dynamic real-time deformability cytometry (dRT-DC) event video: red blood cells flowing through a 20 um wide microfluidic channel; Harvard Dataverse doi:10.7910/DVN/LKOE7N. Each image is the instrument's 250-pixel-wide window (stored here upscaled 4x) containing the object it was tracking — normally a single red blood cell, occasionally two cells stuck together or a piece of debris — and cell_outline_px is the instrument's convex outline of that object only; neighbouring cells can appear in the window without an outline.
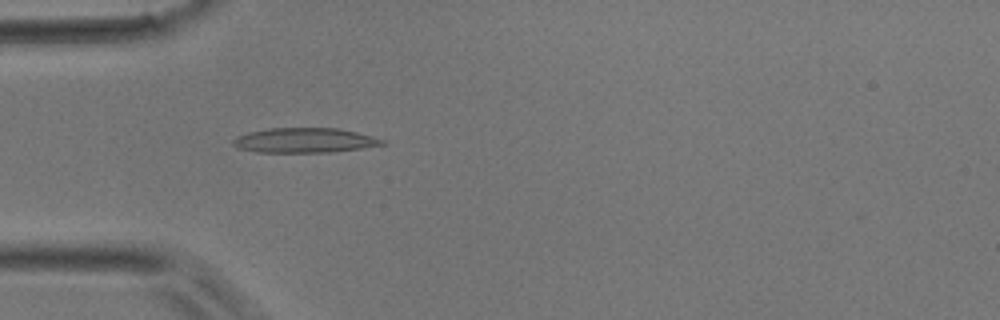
{"species": "common noctule bat (a hibernating species)", "species_latin": "Nyctalus noctula", "temperature_condition": "room temperature", "stored_images_in_passage": 38, "camera_frame_rate_fps": 3000, "um_per_image_px": 0.085, "animal": {"sex": "male", "body_mass_g": 17.9}, "frame": {"image": 1, "passage_image": 7, "time_ms": 2.0, "image_size_px": [1000, 320], "cell_outline_px": [[388, 144], [364, 148], [332, 152], [256, 152], [236, 148], [232, 144], [232, 140], [236, 136], [248, 132], [268, 128], [340, 128], [388, 140]], "centroid_in_image_um": [25.91, 11.93], "position_along_channel_um": 59.1, "area_um2": 21.91}}
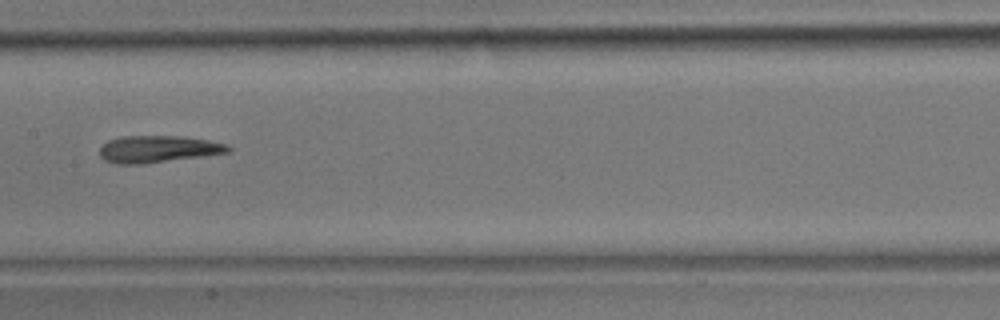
{"frame": {"image": 2, "passage_image": 16, "time_ms": 5.0, "image_size_px": [1000, 320], "cell_outline_px": [[232, 148], [228, 152], [144, 164], [116, 164], [104, 160], [100, 156], [100, 148], [108, 140], [124, 136], [176, 136], [208, 140], [228, 144]], "centroid_in_image_um": [13.4, 12.67], "position_along_channel_um": 194.0, "area_um2": 20.0}}
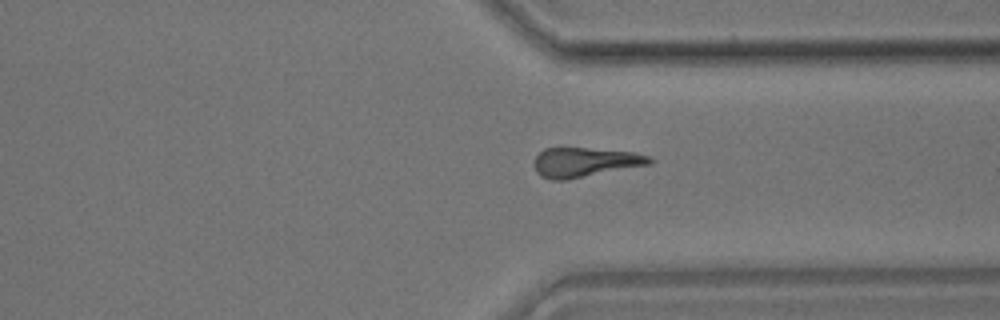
{"frame": {"image": 3, "passage_image": 27, "time_ms": 8.667, "image_size_px": [1000, 320], "cell_outline_px": [[656, 160], [652, 164], [568, 180], [548, 180], [540, 176], [536, 172], [536, 156], [544, 148], [584, 148], [632, 152], [648, 156]], "centroid_in_image_um": [49.74, 13.81], "position_along_channel_um": 361.7, "area_um2": 19.88}}